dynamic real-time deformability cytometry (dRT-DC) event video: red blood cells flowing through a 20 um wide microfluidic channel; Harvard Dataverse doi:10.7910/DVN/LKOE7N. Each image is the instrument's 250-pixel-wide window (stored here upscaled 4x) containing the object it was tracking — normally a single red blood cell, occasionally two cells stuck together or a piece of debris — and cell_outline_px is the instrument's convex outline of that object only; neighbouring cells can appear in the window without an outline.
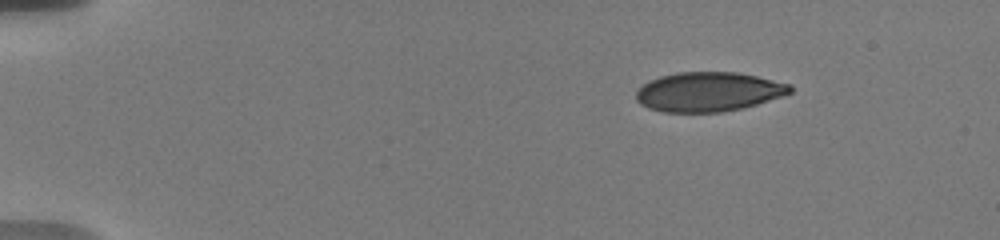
{"species": "human", "species_latin": "Homo sapiens", "temperature_condition": "warm", "stored_images_in_passage": 38, "camera_frame_rate_fps": 3000, "um_per_image_px": 0.085, "donor": {"sex": "male"}, "frame": {"image": 1, "passage_image": 1, "time_ms": 0.0, "image_size_px": [1000, 240], "cell_outline_px": [[792, 92], [784, 96], [744, 108], [720, 112], [664, 112], [648, 108], [640, 104], [636, 100], [636, 92], [648, 80], [660, 76], [676, 72], [736, 72], [756, 76], [792, 84]], "centroid_in_image_um": [60.24, 7.8], "position_along_channel_um": 24.8, "area_um2": 35.6}}
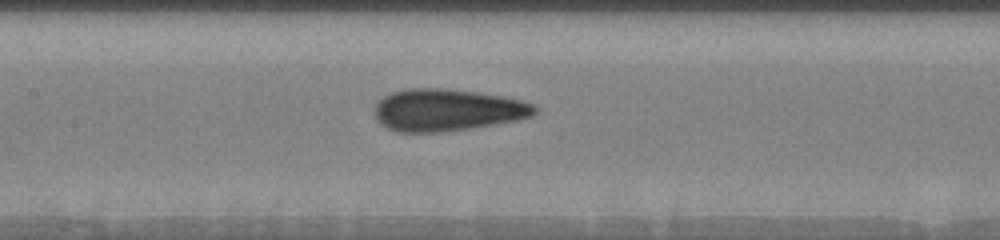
{"frame": {"image": 2, "passage_image": 14, "time_ms": 6.667, "image_size_px": [1000, 240], "cell_outline_px": [[536, 112], [532, 116], [516, 120], [468, 128], [440, 132], [396, 132], [380, 124], [376, 120], [376, 104], [384, 96], [392, 92], [408, 88], [448, 88], [504, 96], [520, 100], [532, 104], [536, 108]], "centroid_in_image_um": [37.98, 9.34], "position_along_channel_um": 169.4, "area_um2": 39.02}}
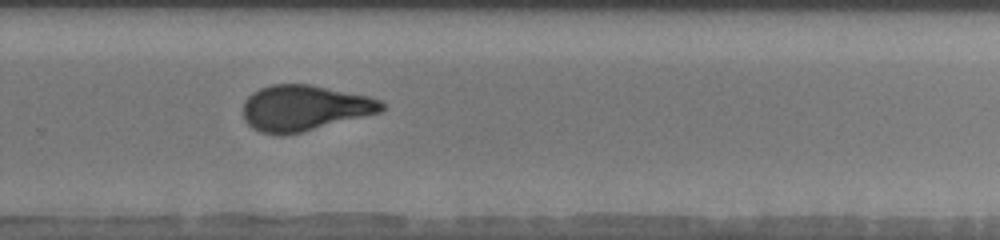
{"frame": {"image": 3, "passage_image": 25, "time_ms": 10.333, "image_size_px": [1000, 240], "cell_outline_px": [[384, 108], [380, 112], [284, 136], [276, 136], [260, 132], [252, 128], [244, 120], [244, 100], [252, 92], [260, 88], [272, 84], [308, 84], [368, 96], [380, 100], [384, 104]], "centroid_in_image_um": [25.81, 9.18], "position_along_channel_um": 304.0, "area_um2": 36.7}, "authors_computed_cell_mechanics": {"area_um2": 37.5411, "velocity_mm_per_s": 3.6816, "shape_relaxation_time_tau1_ms": 10.7185, "shape_relaxation_time_tau2_ms": 0.9216, "deformation_change_tau1": 0.2689, "deformation_change_tau2": 0.0703}}